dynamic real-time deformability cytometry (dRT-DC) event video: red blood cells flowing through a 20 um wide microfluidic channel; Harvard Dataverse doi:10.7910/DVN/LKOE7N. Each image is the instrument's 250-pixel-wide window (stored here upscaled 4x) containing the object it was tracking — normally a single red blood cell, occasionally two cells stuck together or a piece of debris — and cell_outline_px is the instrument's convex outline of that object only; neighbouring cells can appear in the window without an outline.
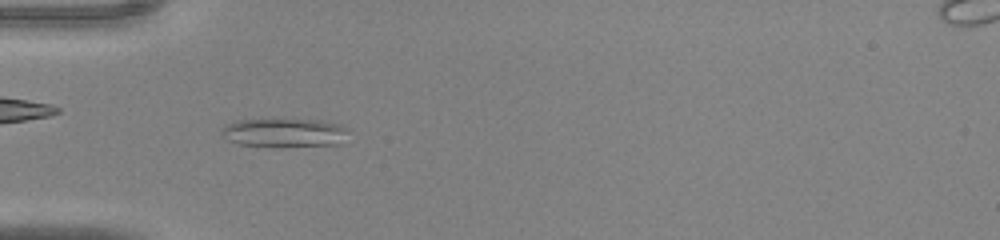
{"species": "common noctule bat (a hibernating species)", "species_latin": "Nyctalus noctula", "temperature_condition": "warm", "stored_images_in_passage": 45, "camera_frame_rate_fps": 3000, "um_per_image_px": 0.085, "animal": {"sex": "male", "body_mass_g": 20.0, "forearm_length_mm": 53.3}, "frame": {"image": 1, "passage_image": 15, "time_ms": 4.667, "image_size_px": [1000, 240], "cell_outline_px": [[352, 128], [340, 144], [280, 148], [236, 144], [220, 136], [220, 132], [224, 124], [236, 120], [272, 116], [320, 120], [340, 124]], "centroid_in_image_um": [24.13, 11.24], "position_along_channel_um": 60.9, "area_um2": 23.24}}
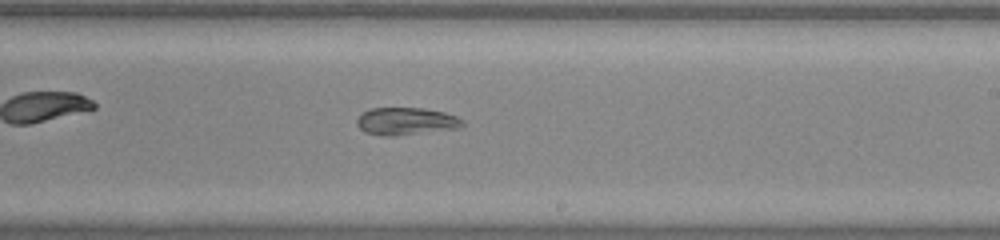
{"frame": {"image": 2, "passage_image": 28, "time_ms": 9.0, "image_size_px": [1000, 240], "cell_outline_px": [[464, 124], [460, 128], [396, 136], [384, 136], [364, 132], [356, 124], [356, 120], [368, 108], [424, 108], [444, 112], [456, 116], [464, 120]], "centroid_in_image_um": [34.52, 10.31], "position_along_channel_um": 254.5, "area_um2": 17.05}}
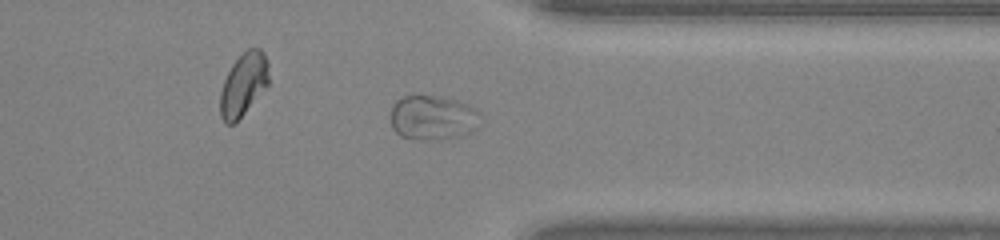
{"frame": {"image": 3, "passage_image": 36, "time_ms": 11.667, "image_size_px": [1000, 240], "cell_outline_px": [[480, 124], [472, 132], [464, 136], [440, 140], [412, 140], [400, 136], [392, 128], [388, 116], [392, 104], [396, 100], [404, 96], [432, 96], [456, 100], [476, 108], [480, 112]], "centroid_in_image_um": [36.76, 10.04], "position_along_channel_um": 374.6, "area_um2": 24.1}}